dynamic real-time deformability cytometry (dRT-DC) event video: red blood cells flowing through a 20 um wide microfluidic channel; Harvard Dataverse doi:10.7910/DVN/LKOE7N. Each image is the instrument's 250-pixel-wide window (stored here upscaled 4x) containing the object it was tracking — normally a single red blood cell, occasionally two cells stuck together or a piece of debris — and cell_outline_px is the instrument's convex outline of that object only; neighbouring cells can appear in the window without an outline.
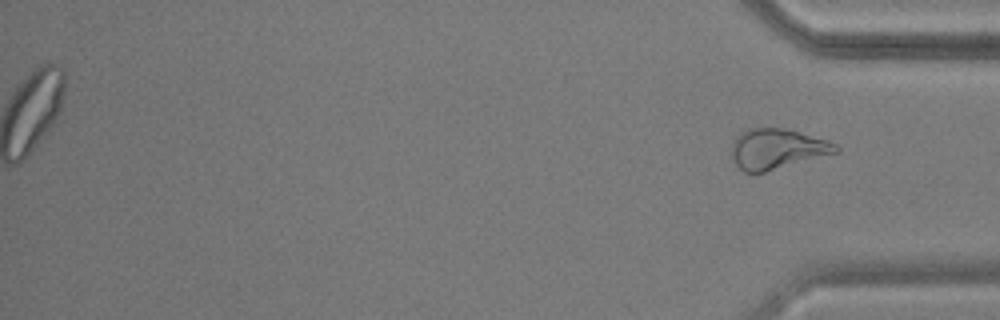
{"species": "common noctule bat (a hibernating species)", "species_latin": "Nyctalus noctula", "temperature_condition": "warm", "stored_images_in_passage": 53, "segment_of_instrument_passage": [2, 2], "camera_frame_rate_fps": 3000, "um_per_image_px": 0.085, "animal": {"sex": "male", "body_mass_g": 17.9, "forearm_length_mm": 54.2}, "frame": {"image": 1, "passage_image": 53, "time_ms": 17.333, "image_size_px": [1000, 320], "cell_outline_px": [[840, 148], [836, 152], [764, 172], [744, 172], [736, 164], [732, 156], [732, 140], [736, 136], [752, 128], [784, 128], [828, 140], [836, 144]], "centroid_in_image_um": [66.03, 12.64], "position_along_channel_um": 369.2, "area_um2": 23.93}}